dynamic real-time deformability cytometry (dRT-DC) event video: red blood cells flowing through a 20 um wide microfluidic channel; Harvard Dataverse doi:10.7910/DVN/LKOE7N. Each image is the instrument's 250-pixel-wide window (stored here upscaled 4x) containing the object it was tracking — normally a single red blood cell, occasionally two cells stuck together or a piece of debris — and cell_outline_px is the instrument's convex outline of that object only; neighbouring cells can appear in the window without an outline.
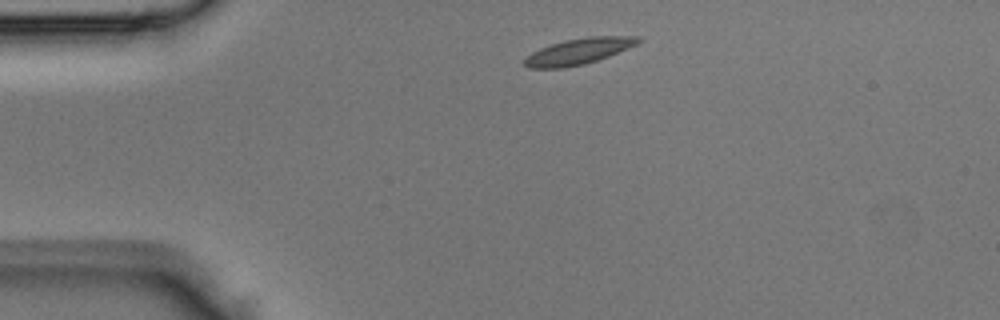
{"species": "Egyptian fruit bat (a non-hibernating species)", "species_latin": "Rousettus aegyptiacus", "temperature_condition": "room temperature", "stored_images_in_passage": 36, "camera_frame_rate_fps": 3000, "um_per_image_px": 0.085, "animal": {"sex": "male"}, "frame": {"image": 1, "passage_image": 1, "time_ms": 0.0, "image_size_px": [1000, 320], "cell_outline_px": [[644, 40], [628, 48], [608, 56], [584, 64], [564, 68], [528, 68], [524, 64], [524, 60], [532, 52], [540, 48], [564, 40], [588, 36], [640, 36]], "centroid_in_image_um": [49.2, 4.35], "position_along_channel_um": 35.8, "area_um2": 17.17}}
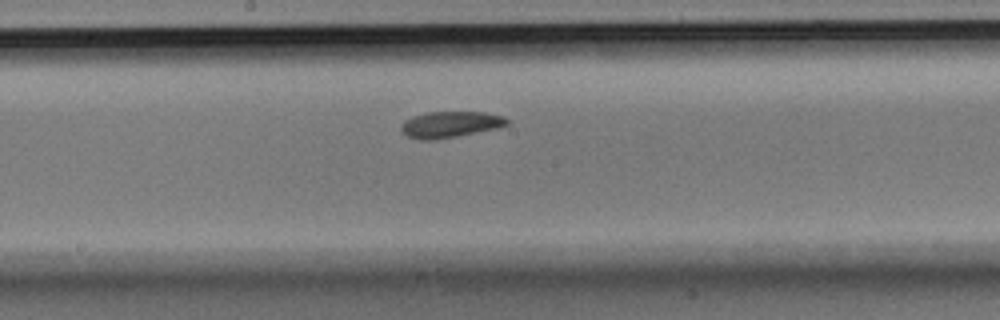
{"frame": {"image": 2, "passage_image": 15, "time_ms": 4.667, "image_size_px": [1000, 320], "cell_outline_px": [[508, 124], [496, 128], [436, 140], [420, 140], [408, 136], [400, 132], [400, 124], [404, 120], [412, 116], [428, 112], [484, 112], [504, 116], [508, 120]], "centroid_in_image_um": [38.21, 10.58], "position_along_channel_um": 210.0, "area_um2": 16.18}}
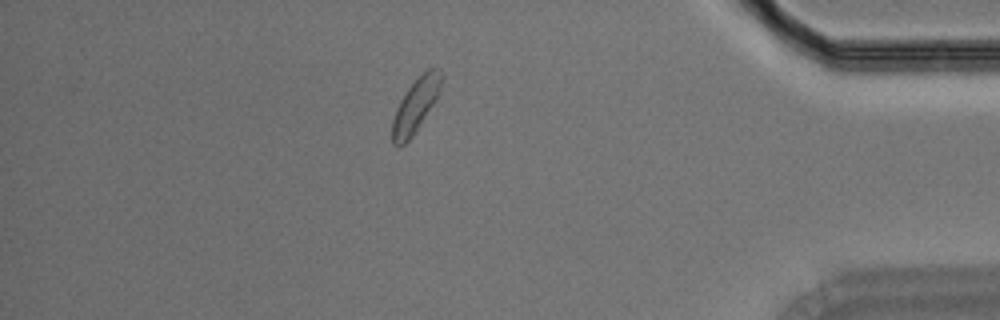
{"frame": {"image": 3, "passage_image": 30, "time_ms": 9.667, "image_size_px": [1000, 320], "cell_outline_px": [[444, 76], [436, 96], [432, 104], [412, 136], [400, 148], [396, 148], [392, 144], [392, 120], [396, 108], [400, 100], [408, 88], [428, 68], [440, 68], [444, 72]], "centroid_in_image_um": [35.3, 8.97], "position_along_channel_um": 399.9, "area_um2": 15.09}}